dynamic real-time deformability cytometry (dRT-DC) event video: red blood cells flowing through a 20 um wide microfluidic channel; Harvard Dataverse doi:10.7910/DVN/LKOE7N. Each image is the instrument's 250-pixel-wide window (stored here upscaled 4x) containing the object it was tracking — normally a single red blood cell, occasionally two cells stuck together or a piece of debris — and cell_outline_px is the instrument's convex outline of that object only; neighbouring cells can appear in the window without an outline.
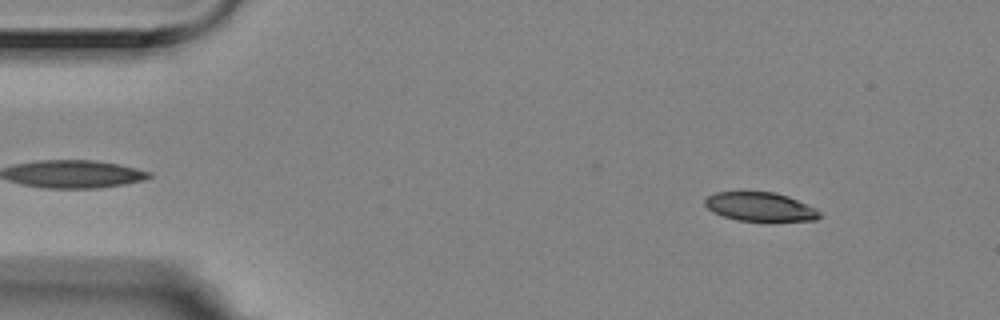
{"species": "Egyptian fruit bat (a non-hibernating species)", "species_latin": "Rousettus aegyptiacus", "temperature_condition": "room temperature", "stored_images_in_passage": 5, "camera_frame_rate_fps": 3000, "um_per_image_px": 0.085, "animal": {"sex": "female"}, "frame": {"image": 1, "passage_image": 2, "time_ms": 0.333, "image_size_px": [1000, 320], "cell_outline_px": [[820, 216], [816, 220], [736, 220], [712, 212], [704, 204], [704, 200], [708, 196], [716, 192], [776, 192], [788, 196], [816, 208], [820, 212]], "centroid_in_image_um": [64.59, 17.56], "position_along_channel_um": 20.4, "area_um2": 19.02}}
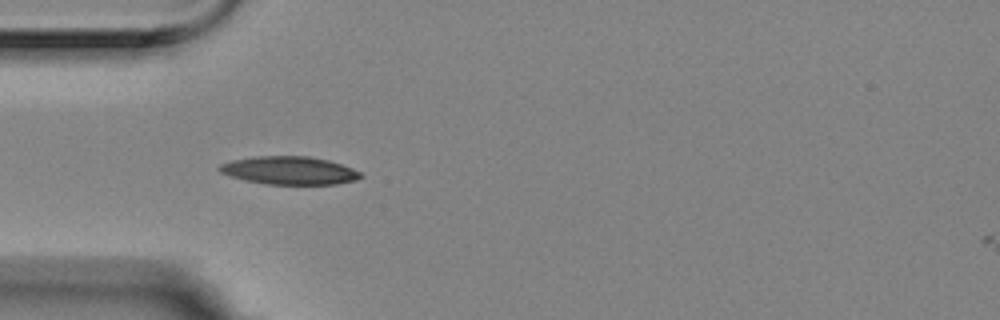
{"frame": {"image": 2, "passage_image": 4, "time_ms": 1.0, "image_size_px": [1000, 320], "cell_outline_px": [[364, 176], [356, 180], [336, 184], [268, 184], [244, 180], [220, 172], [216, 168], [220, 164], [232, 160], [256, 156], [308, 156], [328, 160], [352, 168], [360, 172]], "centroid_in_image_um": [24.59, 14.49], "position_along_channel_um": 60.4, "area_um2": 23.0}}
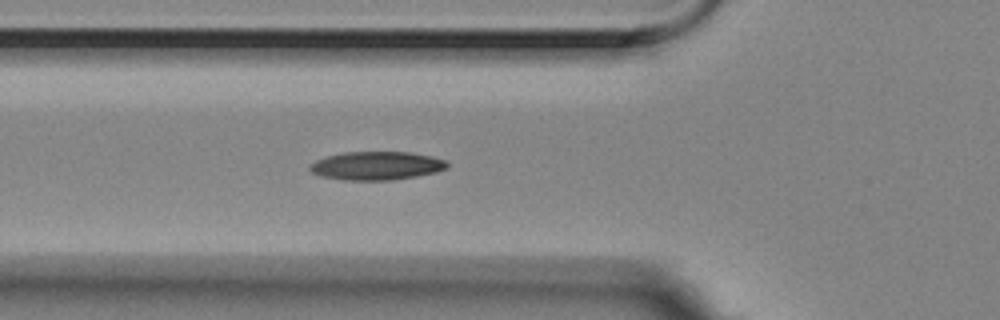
{"frame": {"image": 3, "passage_image": 5, "time_ms": 1.333, "image_size_px": [1000, 320], "cell_outline_px": [[448, 168], [436, 172], [416, 176], [392, 180], [344, 180], [320, 176], [312, 172], [308, 168], [316, 160], [328, 156], [344, 152], [408, 152], [432, 156], [444, 160], [448, 164]], "centroid_in_image_um": [32.01, 14.09], "position_along_channel_um": 93.8, "area_um2": 22.66}}